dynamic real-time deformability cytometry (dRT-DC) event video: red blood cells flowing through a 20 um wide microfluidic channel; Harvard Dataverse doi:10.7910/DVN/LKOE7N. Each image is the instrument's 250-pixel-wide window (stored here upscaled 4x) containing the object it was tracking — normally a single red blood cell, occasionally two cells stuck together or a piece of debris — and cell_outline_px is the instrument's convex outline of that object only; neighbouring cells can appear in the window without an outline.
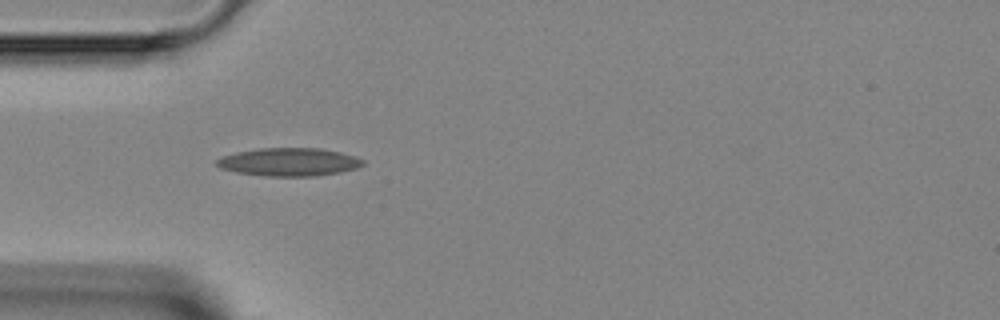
{"species": "Egyptian fruit bat (a non-hibernating species)", "species_latin": "Rousettus aegyptiacus", "temperature_condition": "room temperature", "stored_images_in_passage": 4, "camera_frame_rate_fps": 3000, "um_per_image_px": 0.085, "animal": {"sex": "female"}, "frame": {"image": 1, "passage_image": 1, "time_ms": 0.0, "image_size_px": [1000, 320], "cell_outline_px": [[364, 164], [356, 168], [340, 172], [316, 176], [264, 176], [236, 172], [220, 168], [216, 164], [216, 160], [224, 156], [236, 152], [260, 148], [320, 148], [340, 152], [356, 156], [364, 160]], "centroid_in_image_um": [24.58, 13.77], "position_along_channel_um": 60.4, "area_um2": 23.93}}
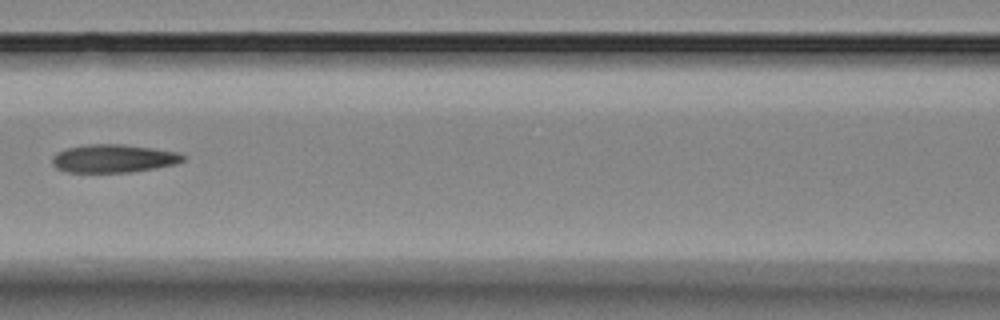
{"frame": {"image": 2, "passage_image": 3, "time_ms": 2.333, "image_size_px": [1000, 320], "cell_outline_px": [[184, 160], [176, 164], [128, 172], [68, 172], [56, 168], [52, 164], [52, 156], [56, 152], [64, 148], [84, 144], [124, 144], [180, 152], [184, 156]], "centroid_in_image_um": [9.6, 13.45], "position_along_channel_um": 157.0, "area_um2": 21.56}}
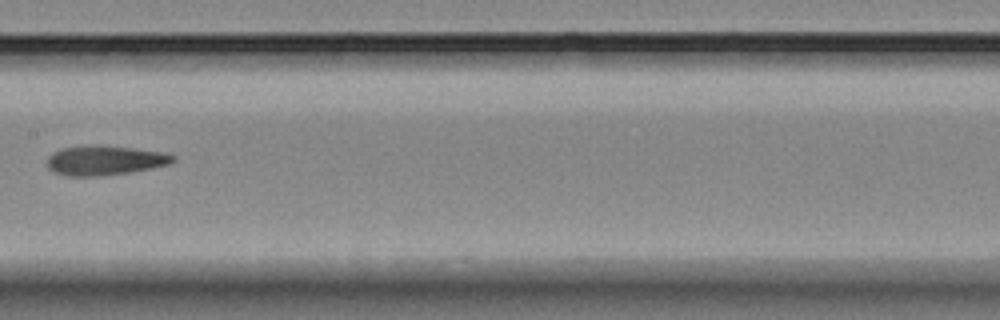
{"frame": {"image": 3, "passage_image": 4, "time_ms": 3.333, "image_size_px": [1000, 320], "cell_outline_px": [[176, 160], [168, 164], [152, 168], [128, 172], [100, 176], [64, 176], [52, 172], [48, 168], [48, 156], [52, 152], [64, 148], [96, 144], [100, 144], [164, 152], [176, 156]], "centroid_in_image_um": [8.89, 13.63], "position_along_channel_um": 198.5, "area_um2": 21.85}}